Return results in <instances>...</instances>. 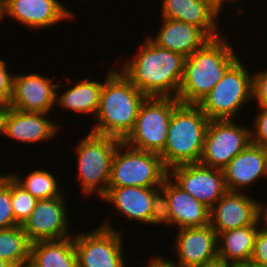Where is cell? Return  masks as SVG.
<instances>
[{"label":"cell","instance_id":"d6a6232c","mask_svg":"<svg viewBox=\"0 0 267 267\" xmlns=\"http://www.w3.org/2000/svg\"><path fill=\"white\" fill-rule=\"evenodd\" d=\"M8 65L0 59V102H8L12 96L13 76L7 69Z\"/></svg>","mask_w":267,"mask_h":267},{"label":"cell","instance_id":"cb8c5ba5","mask_svg":"<svg viewBox=\"0 0 267 267\" xmlns=\"http://www.w3.org/2000/svg\"><path fill=\"white\" fill-rule=\"evenodd\" d=\"M74 85L72 87L70 85V88H67L60 95H58V89L60 87L65 88L66 85H57L55 104L60 105L63 110L73 111L76 114H93V118H95L100 105V94L103 83L95 81L92 78L89 79L88 77Z\"/></svg>","mask_w":267,"mask_h":267},{"label":"cell","instance_id":"4316f807","mask_svg":"<svg viewBox=\"0 0 267 267\" xmlns=\"http://www.w3.org/2000/svg\"><path fill=\"white\" fill-rule=\"evenodd\" d=\"M31 244L21 225L0 230V259L12 266L29 261Z\"/></svg>","mask_w":267,"mask_h":267},{"label":"cell","instance_id":"f546056e","mask_svg":"<svg viewBox=\"0 0 267 267\" xmlns=\"http://www.w3.org/2000/svg\"><path fill=\"white\" fill-rule=\"evenodd\" d=\"M15 226L18 224L12 209L11 188L0 178V230Z\"/></svg>","mask_w":267,"mask_h":267},{"label":"cell","instance_id":"5b68a950","mask_svg":"<svg viewBox=\"0 0 267 267\" xmlns=\"http://www.w3.org/2000/svg\"><path fill=\"white\" fill-rule=\"evenodd\" d=\"M121 140L92 132L76 146L78 177L81 192L102 198L108 190L114 153Z\"/></svg>","mask_w":267,"mask_h":267},{"label":"cell","instance_id":"e0dca14e","mask_svg":"<svg viewBox=\"0 0 267 267\" xmlns=\"http://www.w3.org/2000/svg\"><path fill=\"white\" fill-rule=\"evenodd\" d=\"M222 171L228 191L243 192L260 178L267 177V157L264 147L250 143Z\"/></svg>","mask_w":267,"mask_h":267},{"label":"cell","instance_id":"8992f818","mask_svg":"<svg viewBox=\"0 0 267 267\" xmlns=\"http://www.w3.org/2000/svg\"><path fill=\"white\" fill-rule=\"evenodd\" d=\"M167 176L159 154L134 149L121 141L114 153L108 187H161Z\"/></svg>","mask_w":267,"mask_h":267},{"label":"cell","instance_id":"484cf974","mask_svg":"<svg viewBox=\"0 0 267 267\" xmlns=\"http://www.w3.org/2000/svg\"><path fill=\"white\" fill-rule=\"evenodd\" d=\"M9 174L21 187L38 200L66 196L62 190V185L60 186V183H58V178H55L52 172L47 169L31 171L25 178H21V175L18 176L16 173L9 172Z\"/></svg>","mask_w":267,"mask_h":267},{"label":"cell","instance_id":"ee69618b","mask_svg":"<svg viewBox=\"0 0 267 267\" xmlns=\"http://www.w3.org/2000/svg\"><path fill=\"white\" fill-rule=\"evenodd\" d=\"M264 150H265V152H266V157H267V146L264 147Z\"/></svg>","mask_w":267,"mask_h":267},{"label":"cell","instance_id":"ffe728a7","mask_svg":"<svg viewBox=\"0 0 267 267\" xmlns=\"http://www.w3.org/2000/svg\"><path fill=\"white\" fill-rule=\"evenodd\" d=\"M159 190L160 187H108L102 199L113 204L116 213L127 217L128 221L135 220L148 225L153 197Z\"/></svg>","mask_w":267,"mask_h":267},{"label":"cell","instance_id":"7402d4cb","mask_svg":"<svg viewBox=\"0 0 267 267\" xmlns=\"http://www.w3.org/2000/svg\"><path fill=\"white\" fill-rule=\"evenodd\" d=\"M47 113L22 112L11 108L5 136L19 143H37L52 140L60 126L47 119Z\"/></svg>","mask_w":267,"mask_h":267},{"label":"cell","instance_id":"7c38bea8","mask_svg":"<svg viewBox=\"0 0 267 267\" xmlns=\"http://www.w3.org/2000/svg\"><path fill=\"white\" fill-rule=\"evenodd\" d=\"M66 202V197L37 200L35 208L22 225L31 243L73 236L69 233Z\"/></svg>","mask_w":267,"mask_h":267},{"label":"cell","instance_id":"60d3db41","mask_svg":"<svg viewBox=\"0 0 267 267\" xmlns=\"http://www.w3.org/2000/svg\"><path fill=\"white\" fill-rule=\"evenodd\" d=\"M12 267H36V266L29 260V261L17 264V265L12 266Z\"/></svg>","mask_w":267,"mask_h":267},{"label":"cell","instance_id":"52a82bcc","mask_svg":"<svg viewBox=\"0 0 267 267\" xmlns=\"http://www.w3.org/2000/svg\"><path fill=\"white\" fill-rule=\"evenodd\" d=\"M240 58L199 102L209 120L235 119L239 110L252 100V75Z\"/></svg>","mask_w":267,"mask_h":267},{"label":"cell","instance_id":"f1b7e54d","mask_svg":"<svg viewBox=\"0 0 267 267\" xmlns=\"http://www.w3.org/2000/svg\"><path fill=\"white\" fill-rule=\"evenodd\" d=\"M166 223V224H165ZM172 225L169 201L166 194L160 189L153 197L149 225Z\"/></svg>","mask_w":267,"mask_h":267},{"label":"cell","instance_id":"b9f144b4","mask_svg":"<svg viewBox=\"0 0 267 267\" xmlns=\"http://www.w3.org/2000/svg\"><path fill=\"white\" fill-rule=\"evenodd\" d=\"M0 267H12V265L5 260L0 259Z\"/></svg>","mask_w":267,"mask_h":267},{"label":"cell","instance_id":"d6986e66","mask_svg":"<svg viewBox=\"0 0 267 267\" xmlns=\"http://www.w3.org/2000/svg\"><path fill=\"white\" fill-rule=\"evenodd\" d=\"M161 4V18L174 19L197 26L210 39L222 36L219 33L220 27L217 21L220 14L205 1L162 0Z\"/></svg>","mask_w":267,"mask_h":267},{"label":"cell","instance_id":"d590c367","mask_svg":"<svg viewBox=\"0 0 267 267\" xmlns=\"http://www.w3.org/2000/svg\"><path fill=\"white\" fill-rule=\"evenodd\" d=\"M198 267H237V266L233 263L227 262L226 260L217 257Z\"/></svg>","mask_w":267,"mask_h":267},{"label":"cell","instance_id":"f35d334b","mask_svg":"<svg viewBox=\"0 0 267 267\" xmlns=\"http://www.w3.org/2000/svg\"><path fill=\"white\" fill-rule=\"evenodd\" d=\"M155 258H151L149 265H147L146 267H173L170 264H168L163 257L160 256H156L154 255Z\"/></svg>","mask_w":267,"mask_h":267},{"label":"cell","instance_id":"1f68e13d","mask_svg":"<svg viewBox=\"0 0 267 267\" xmlns=\"http://www.w3.org/2000/svg\"><path fill=\"white\" fill-rule=\"evenodd\" d=\"M252 100L258 106H267V69L252 75Z\"/></svg>","mask_w":267,"mask_h":267},{"label":"cell","instance_id":"74e56055","mask_svg":"<svg viewBox=\"0 0 267 267\" xmlns=\"http://www.w3.org/2000/svg\"><path fill=\"white\" fill-rule=\"evenodd\" d=\"M203 1L208 3L213 9H215L219 14H221L222 11H223V6L225 5L224 4L225 1H226V4H227L228 2L229 3L237 2L238 0H203Z\"/></svg>","mask_w":267,"mask_h":267},{"label":"cell","instance_id":"277c9868","mask_svg":"<svg viewBox=\"0 0 267 267\" xmlns=\"http://www.w3.org/2000/svg\"><path fill=\"white\" fill-rule=\"evenodd\" d=\"M209 121L198 105L180 103L175 108L165 147L159 154L168 171L179 165L199 163Z\"/></svg>","mask_w":267,"mask_h":267},{"label":"cell","instance_id":"3957f363","mask_svg":"<svg viewBox=\"0 0 267 267\" xmlns=\"http://www.w3.org/2000/svg\"><path fill=\"white\" fill-rule=\"evenodd\" d=\"M228 41L223 35L210 39L185 59L177 96L181 103L198 105L239 59Z\"/></svg>","mask_w":267,"mask_h":267},{"label":"cell","instance_id":"30bf717a","mask_svg":"<svg viewBox=\"0 0 267 267\" xmlns=\"http://www.w3.org/2000/svg\"><path fill=\"white\" fill-rule=\"evenodd\" d=\"M234 119L210 120L199 163L223 169L251 143L250 127L234 123Z\"/></svg>","mask_w":267,"mask_h":267},{"label":"cell","instance_id":"ba28073f","mask_svg":"<svg viewBox=\"0 0 267 267\" xmlns=\"http://www.w3.org/2000/svg\"><path fill=\"white\" fill-rule=\"evenodd\" d=\"M180 103L174 97H146L132 131L123 142L137 150L160 154L165 147L173 111Z\"/></svg>","mask_w":267,"mask_h":267},{"label":"cell","instance_id":"ab89813d","mask_svg":"<svg viewBox=\"0 0 267 267\" xmlns=\"http://www.w3.org/2000/svg\"><path fill=\"white\" fill-rule=\"evenodd\" d=\"M242 267H267V264L249 262V263L243 265Z\"/></svg>","mask_w":267,"mask_h":267},{"label":"cell","instance_id":"44dd1931","mask_svg":"<svg viewBox=\"0 0 267 267\" xmlns=\"http://www.w3.org/2000/svg\"><path fill=\"white\" fill-rule=\"evenodd\" d=\"M158 33L148 38L158 47L189 57L210 38L197 26L182 21L161 18Z\"/></svg>","mask_w":267,"mask_h":267},{"label":"cell","instance_id":"7a4b0ae2","mask_svg":"<svg viewBox=\"0 0 267 267\" xmlns=\"http://www.w3.org/2000/svg\"><path fill=\"white\" fill-rule=\"evenodd\" d=\"M105 78L95 116L97 123L90 132L123 141L132 131L146 96L118 69L112 68Z\"/></svg>","mask_w":267,"mask_h":267},{"label":"cell","instance_id":"4fadbf2b","mask_svg":"<svg viewBox=\"0 0 267 267\" xmlns=\"http://www.w3.org/2000/svg\"><path fill=\"white\" fill-rule=\"evenodd\" d=\"M174 241L178 260L163 258L173 267H198L218 257L217 233L210 224L180 228Z\"/></svg>","mask_w":267,"mask_h":267},{"label":"cell","instance_id":"8fae6325","mask_svg":"<svg viewBox=\"0 0 267 267\" xmlns=\"http://www.w3.org/2000/svg\"><path fill=\"white\" fill-rule=\"evenodd\" d=\"M168 176L209 209L228 191L223 171L201 163L173 167Z\"/></svg>","mask_w":267,"mask_h":267},{"label":"cell","instance_id":"4dcf8cb0","mask_svg":"<svg viewBox=\"0 0 267 267\" xmlns=\"http://www.w3.org/2000/svg\"><path fill=\"white\" fill-rule=\"evenodd\" d=\"M259 111L254 118V127L250 128L251 143L260 146H267V106H258Z\"/></svg>","mask_w":267,"mask_h":267},{"label":"cell","instance_id":"5bb4252c","mask_svg":"<svg viewBox=\"0 0 267 267\" xmlns=\"http://www.w3.org/2000/svg\"><path fill=\"white\" fill-rule=\"evenodd\" d=\"M5 16L30 29L43 30L75 15L59 0H2V21Z\"/></svg>","mask_w":267,"mask_h":267},{"label":"cell","instance_id":"9a60e30c","mask_svg":"<svg viewBox=\"0 0 267 267\" xmlns=\"http://www.w3.org/2000/svg\"><path fill=\"white\" fill-rule=\"evenodd\" d=\"M259 204L244 192L227 191L210 209V225L221 232L259 225Z\"/></svg>","mask_w":267,"mask_h":267},{"label":"cell","instance_id":"2e32d148","mask_svg":"<svg viewBox=\"0 0 267 267\" xmlns=\"http://www.w3.org/2000/svg\"><path fill=\"white\" fill-rule=\"evenodd\" d=\"M53 78L38 73L13 76L9 104L22 112L50 113L56 106V83Z\"/></svg>","mask_w":267,"mask_h":267},{"label":"cell","instance_id":"8d00e7d4","mask_svg":"<svg viewBox=\"0 0 267 267\" xmlns=\"http://www.w3.org/2000/svg\"><path fill=\"white\" fill-rule=\"evenodd\" d=\"M267 206V203L265 204ZM264 205V203L259 204V222L263 230L267 232V207Z\"/></svg>","mask_w":267,"mask_h":267},{"label":"cell","instance_id":"9c48e42d","mask_svg":"<svg viewBox=\"0 0 267 267\" xmlns=\"http://www.w3.org/2000/svg\"><path fill=\"white\" fill-rule=\"evenodd\" d=\"M122 235L106 220L96 230L74 236L78 267H127Z\"/></svg>","mask_w":267,"mask_h":267},{"label":"cell","instance_id":"836d02e7","mask_svg":"<svg viewBox=\"0 0 267 267\" xmlns=\"http://www.w3.org/2000/svg\"><path fill=\"white\" fill-rule=\"evenodd\" d=\"M250 262L267 264V232L259 228Z\"/></svg>","mask_w":267,"mask_h":267},{"label":"cell","instance_id":"83f0119b","mask_svg":"<svg viewBox=\"0 0 267 267\" xmlns=\"http://www.w3.org/2000/svg\"><path fill=\"white\" fill-rule=\"evenodd\" d=\"M0 178L11 188L14 218L16 223L22 226L35 208L38 199L21 187L9 173L0 175Z\"/></svg>","mask_w":267,"mask_h":267},{"label":"cell","instance_id":"ac0fdd59","mask_svg":"<svg viewBox=\"0 0 267 267\" xmlns=\"http://www.w3.org/2000/svg\"><path fill=\"white\" fill-rule=\"evenodd\" d=\"M160 189L168 198L173 226L180 229L210 224V209L185 192L169 176Z\"/></svg>","mask_w":267,"mask_h":267},{"label":"cell","instance_id":"e575fe53","mask_svg":"<svg viewBox=\"0 0 267 267\" xmlns=\"http://www.w3.org/2000/svg\"><path fill=\"white\" fill-rule=\"evenodd\" d=\"M11 108L12 107L8 102H0V135L5 134L7 119Z\"/></svg>","mask_w":267,"mask_h":267},{"label":"cell","instance_id":"7bdbcfd3","mask_svg":"<svg viewBox=\"0 0 267 267\" xmlns=\"http://www.w3.org/2000/svg\"><path fill=\"white\" fill-rule=\"evenodd\" d=\"M2 20V0H0V22Z\"/></svg>","mask_w":267,"mask_h":267},{"label":"cell","instance_id":"d4e9b609","mask_svg":"<svg viewBox=\"0 0 267 267\" xmlns=\"http://www.w3.org/2000/svg\"><path fill=\"white\" fill-rule=\"evenodd\" d=\"M29 260L36 267H78L74 235L32 243Z\"/></svg>","mask_w":267,"mask_h":267},{"label":"cell","instance_id":"603a6c76","mask_svg":"<svg viewBox=\"0 0 267 267\" xmlns=\"http://www.w3.org/2000/svg\"><path fill=\"white\" fill-rule=\"evenodd\" d=\"M260 225L228 230L217 235L218 257L237 267L250 262Z\"/></svg>","mask_w":267,"mask_h":267},{"label":"cell","instance_id":"6da1fadb","mask_svg":"<svg viewBox=\"0 0 267 267\" xmlns=\"http://www.w3.org/2000/svg\"><path fill=\"white\" fill-rule=\"evenodd\" d=\"M186 57L155 45L146 36L139 52L126 61L121 73L146 97L177 98Z\"/></svg>","mask_w":267,"mask_h":267}]
</instances>
